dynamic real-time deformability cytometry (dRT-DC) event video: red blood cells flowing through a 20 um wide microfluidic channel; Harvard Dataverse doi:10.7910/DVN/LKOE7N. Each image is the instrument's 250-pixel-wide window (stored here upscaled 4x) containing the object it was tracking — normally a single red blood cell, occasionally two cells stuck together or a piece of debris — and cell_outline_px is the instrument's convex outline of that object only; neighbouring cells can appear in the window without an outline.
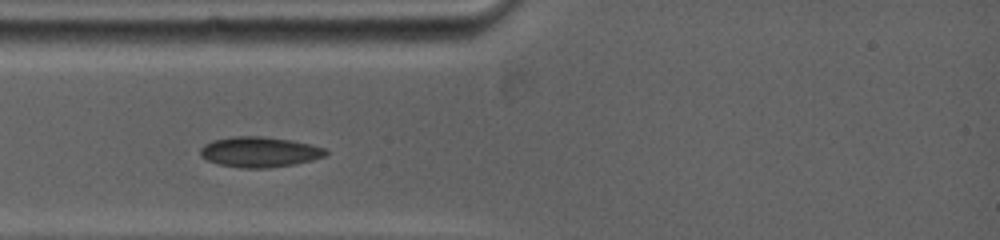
{"species": "common noctule bat (a hibernating species)", "species_latin": "Nyctalus noctula", "temperature_condition": "warm", "stored_images_in_passage": 4, "camera_frame_rate_fps": 5000, "um_per_image_px": 0.085, "animal": {"sex": "female", "body_mass_g": 19.0, "forearm_length_mm": 53.3}, "frame": {"image": 1, "passage_image": 2, "time_ms": 1.2, "image_size_px": [1000, 240], "cell_outline_px": [[328, 152], [324, 156], [312, 160], [296, 164], [268, 168], [240, 168], [220, 164], [208, 160], [200, 156], [200, 148], [204, 144], [212, 140], [232, 136], [260, 136], [292, 140], [324, 148]], "centroid_in_image_um": [22.03, 12.91], "position_along_channel_um": 63.0, "area_um2": 22.2}}
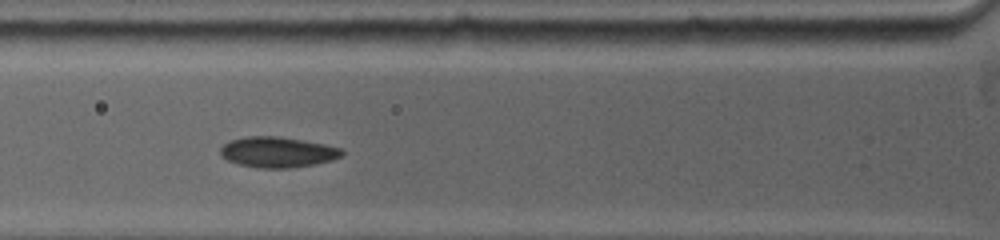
{"frame": {"image": 2, "passage_image": 3, "time_ms": 2.2, "image_size_px": [1000, 240], "cell_outline_px": [[344, 152], [340, 156], [332, 160], [292, 168], [256, 168], [240, 164], [228, 160], [220, 156], [220, 148], [228, 140], [244, 136], [276, 136], [304, 140], [324, 144], [340, 148]], "centroid_in_image_um": [23.54, 12.92], "position_along_channel_um": 102.3, "area_um2": 21.68}}
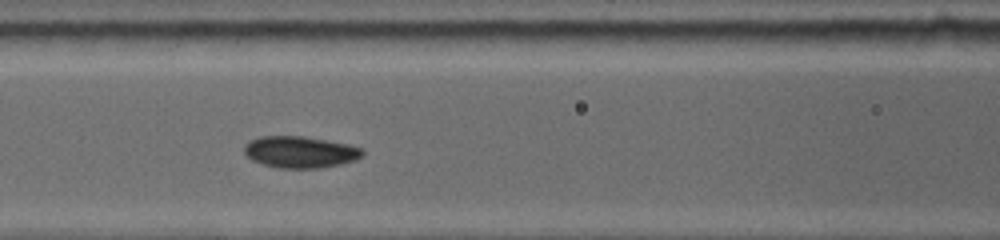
{"frame": {"image": 3, "passage_image": 4, "time_ms": 3.2, "image_size_px": [1000, 240], "cell_outline_px": [[364, 152], [356, 160], [340, 164], [320, 168], [280, 168], [264, 164], [252, 160], [244, 152], [244, 144], [260, 136], [304, 136], [348, 144], [364, 148]], "centroid_in_image_um": [25.53, 12.92], "position_along_channel_um": 141.1, "area_um2": 21.73}}